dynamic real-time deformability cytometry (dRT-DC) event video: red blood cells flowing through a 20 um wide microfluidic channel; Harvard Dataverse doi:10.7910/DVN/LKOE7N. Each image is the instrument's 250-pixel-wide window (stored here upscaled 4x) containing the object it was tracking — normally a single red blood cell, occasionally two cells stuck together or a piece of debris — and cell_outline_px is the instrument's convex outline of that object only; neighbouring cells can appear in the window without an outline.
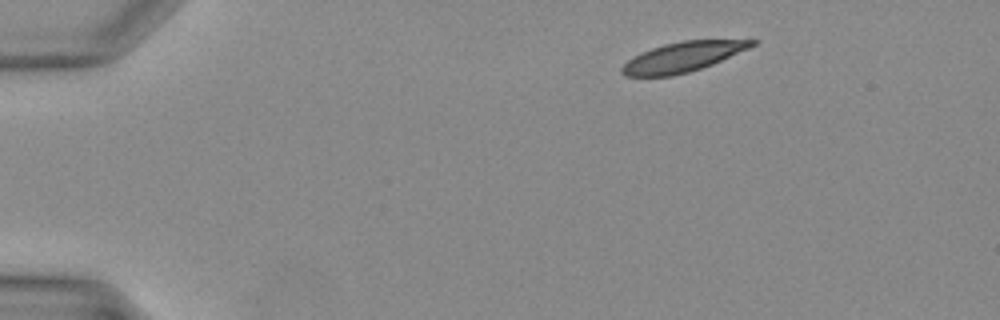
{"species": "Egyptian fruit bat (a non-hibernating species)", "species_latin": "Rousettus aegyptiacus", "temperature_condition": "warm", "stored_images_in_passage": 32, "camera_frame_rate_fps": 3000, "um_per_image_px": 0.085, "animal": {"sex": "female"}, "frame": {"image": 1, "passage_image": 1, "time_ms": 0.0, "image_size_px": [1000, 320], "cell_outline_px": [[756, 44], [748, 48], [712, 64], [688, 72], [672, 76], [624, 76], [620, 72], [620, 68], [632, 56], [652, 48], [664, 44], [684, 40], [756, 40]], "centroid_in_image_um": [57.97, 4.85], "position_along_channel_um": 27.0, "area_um2": 22.31}}
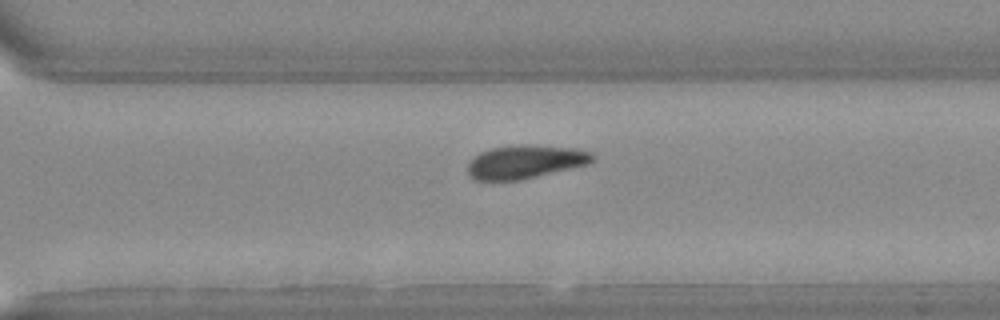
{"frame": {"image": 2, "passage_image": 23, "time_ms": 7.333, "image_size_px": [1000, 320], "cell_outline_px": [[596, 156], [588, 164], [572, 168], [520, 180], [472, 180], [468, 176], [468, 164], [472, 156], [480, 152], [492, 148], [516, 144], [524, 144], [580, 148], [592, 152]], "centroid_in_image_um": [44.64, 13.74], "position_along_channel_um": 326.0, "area_um2": 24.68}}
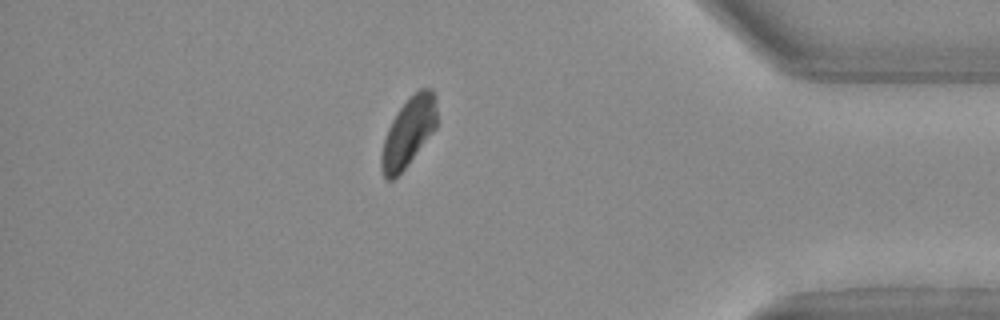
{"frame": {"image": 3, "passage_image": 29, "time_ms": 9.333, "image_size_px": [1000, 320], "cell_outline_px": [[436, 128], [408, 164], [392, 180], [384, 180], [380, 168], [380, 156], [384, 140], [388, 128], [392, 120], [400, 108], [420, 88], [432, 88], [436, 96]], "centroid_in_image_um": [34.71, 11.25], "position_along_channel_um": 400.5, "area_um2": 22.08}}